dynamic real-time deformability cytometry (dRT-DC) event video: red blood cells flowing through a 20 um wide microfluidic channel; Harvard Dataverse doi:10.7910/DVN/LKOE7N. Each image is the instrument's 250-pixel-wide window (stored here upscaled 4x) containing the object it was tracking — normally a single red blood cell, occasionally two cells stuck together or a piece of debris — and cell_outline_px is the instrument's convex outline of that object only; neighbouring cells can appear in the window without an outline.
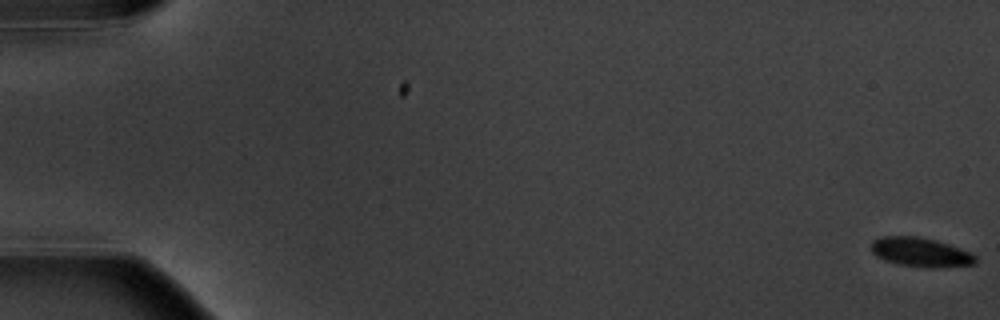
{"species": "common noctule bat (a hibernating species)", "species_latin": "Nyctalus noctula", "temperature_condition": "warm", "stored_images_in_passage": 7, "segment_of_instrument_passage": [1, 2], "camera_frame_rate_fps": 3000, "um_per_image_px": 0.085, "animal": {"sex": "male", "body_mass_g": 20.1, "forearm_length_mm": 53.5}, "frame": {"image": 1, "passage_image": 1, "time_ms": 0.0, "image_size_px": [1000, 320], "cell_outline_px": [[976, 264], [936, 268], [928, 268], [896, 264], [884, 260], [876, 256], [872, 252], [872, 240], [880, 236], [916, 236], [936, 240], [972, 252], [976, 256]], "centroid_in_image_um": [78.26, 21.44], "position_along_channel_um": 6.7, "area_um2": 17.98}}
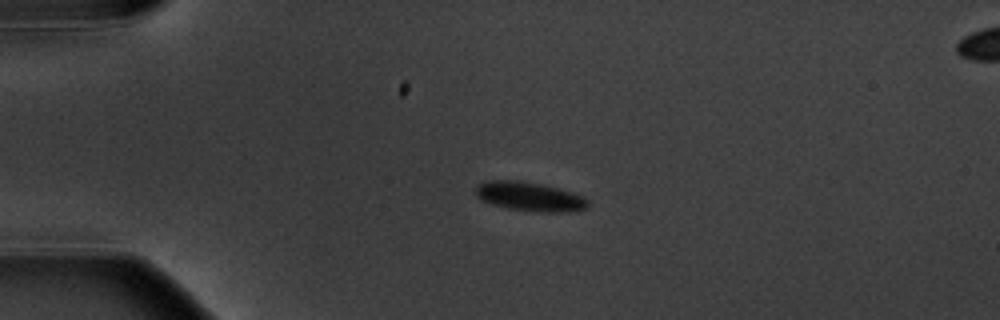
{"frame": {"image": 2, "passage_image": 5, "time_ms": 4.667, "image_size_px": [1000, 320], "cell_outline_px": [[588, 208], [568, 212], [540, 212], [508, 208], [492, 204], [480, 200], [476, 196], [476, 188], [480, 184], [488, 180], [520, 180], [544, 184], [560, 188], [584, 196], [588, 200]], "centroid_in_image_um": [45.05, 16.7], "position_along_channel_um": 39.9, "area_um2": 19.25}}